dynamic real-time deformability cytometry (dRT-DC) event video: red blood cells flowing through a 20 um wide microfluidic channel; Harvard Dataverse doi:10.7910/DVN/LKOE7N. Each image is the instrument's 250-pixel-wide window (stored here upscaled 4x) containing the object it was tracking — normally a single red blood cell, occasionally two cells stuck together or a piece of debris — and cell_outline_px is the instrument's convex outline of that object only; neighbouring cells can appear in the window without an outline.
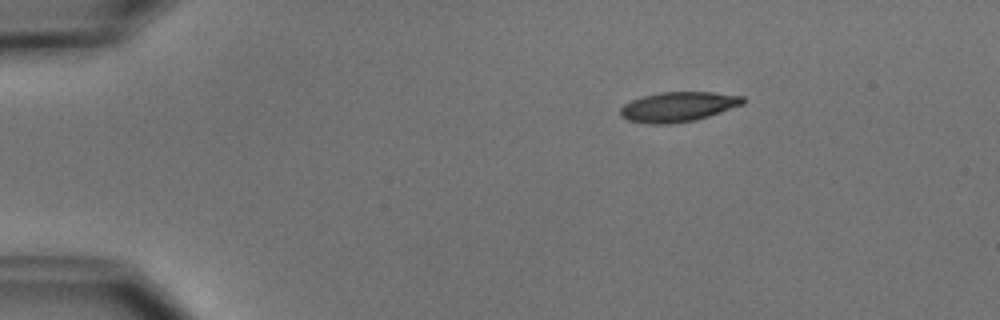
{"species": "common noctule bat (a hibernating species)", "species_latin": "Nyctalus noctula", "temperature_condition": "cold", "stored_images_in_passage": 3, "camera_frame_rate_fps": 3000, "um_per_image_px": 0.085, "animal": {"sex": "male", "body_mass_g": 15.6}, "frame": {"image": 1, "passage_image": 1, "time_ms": 0.0, "image_size_px": [1000, 320], "cell_outline_px": [[744, 104], [696, 120], [668, 124], [648, 124], [628, 120], [620, 116], [620, 108], [624, 104], [632, 100], [644, 96], [660, 92], [712, 92], [744, 96]], "centroid_in_image_um": [57.63, 9.08], "position_along_channel_um": 27.4, "area_um2": 21.27}}